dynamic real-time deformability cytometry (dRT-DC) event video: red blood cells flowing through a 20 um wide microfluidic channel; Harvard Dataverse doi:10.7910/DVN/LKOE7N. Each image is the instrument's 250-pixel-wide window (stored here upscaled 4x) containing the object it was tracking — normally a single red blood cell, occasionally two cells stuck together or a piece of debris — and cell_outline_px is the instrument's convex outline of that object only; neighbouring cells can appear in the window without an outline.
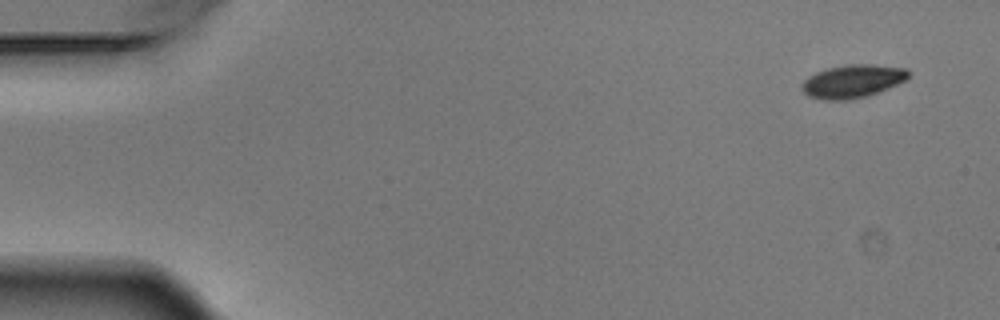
{"species": "Egyptian fruit bat (a non-hibernating species)", "species_latin": "Rousettus aegyptiacus", "temperature_condition": "warm", "stored_images_in_passage": 6, "camera_frame_rate_fps": 3000, "um_per_image_px": 0.085, "animal": {"sex": "male"}, "frame": {"image": 1, "passage_image": 1, "time_ms": 0.0, "image_size_px": [1000, 320], "cell_outline_px": [[908, 76], [904, 80], [888, 88], [868, 96], [848, 100], [824, 100], [808, 96], [800, 88], [804, 80], [808, 76], [816, 72], [828, 68], [844, 64], [872, 64], [908, 68]], "centroid_in_image_um": [72.44, 6.9], "position_along_channel_um": 12.6, "area_um2": 20.63}}
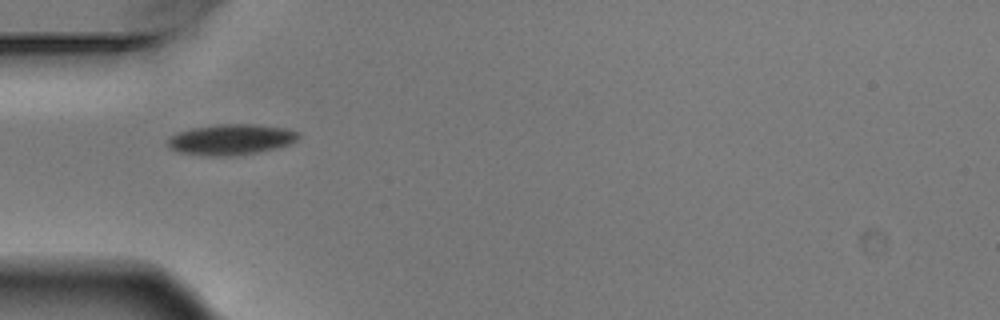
{"frame": {"image": 2, "passage_image": 5, "time_ms": 1.333, "image_size_px": [1000, 320], "cell_outline_px": [[300, 136], [292, 144], [276, 148], [236, 156], [204, 156], [176, 152], [168, 148], [168, 136], [192, 128], [216, 124], [256, 124], [288, 128], [300, 132]], "centroid_in_image_um": [19.64, 11.86], "position_along_channel_um": 65.4, "area_um2": 23.81}}
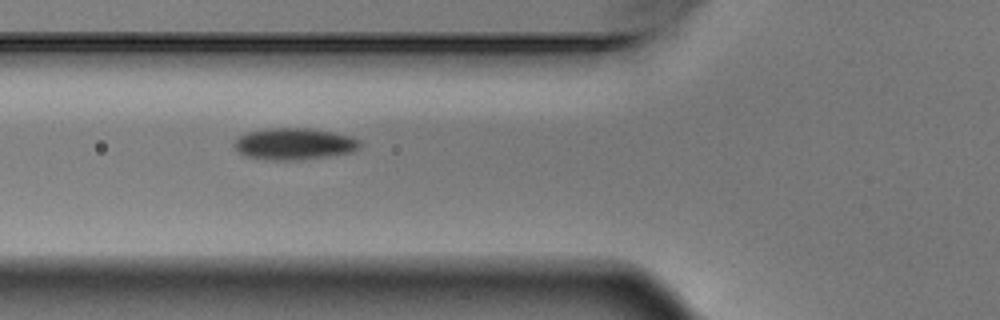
{"frame": {"image": 3, "passage_image": 6, "time_ms": 1.667, "image_size_px": [1000, 320], "cell_outline_px": [[360, 148], [352, 152], [296, 160], [272, 160], [248, 156], [240, 152], [232, 144], [240, 136], [248, 132], [268, 128], [308, 128], [332, 132], [352, 136], [360, 140]], "centroid_in_image_um": [25.03, 12.22], "position_along_channel_um": 100.8, "area_um2": 22.89}}